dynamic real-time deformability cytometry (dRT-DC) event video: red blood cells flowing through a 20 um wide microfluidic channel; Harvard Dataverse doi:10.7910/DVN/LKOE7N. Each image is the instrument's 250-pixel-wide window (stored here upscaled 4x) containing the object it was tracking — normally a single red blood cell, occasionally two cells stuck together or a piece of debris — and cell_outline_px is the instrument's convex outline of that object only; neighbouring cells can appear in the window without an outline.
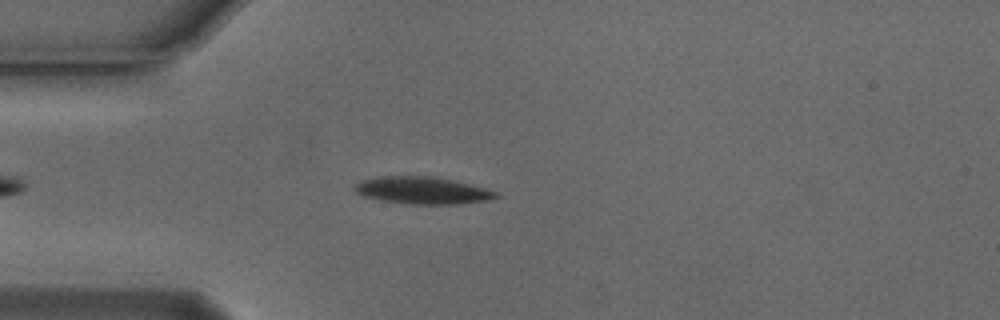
{"species": "Egyptian fruit bat (a non-hibernating species)", "species_latin": "Rousettus aegyptiacus", "temperature_condition": "cold", "stored_images_in_passage": 47, "camera_frame_rate_fps": 3000, "um_per_image_px": 0.085, "animal": {"sex": "male"}, "frame": {"image": 1, "passage_image": 7, "time_ms": 2.0, "image_size_px": [1000, 320], "cell_outline_px": [[500, 196], [488, 200], [460, 204], [408, 204], [384, 200], [364, 196], [356, 192], [352, 188], [360, 180], [376, 176], [432, 176], [452, 180], [484, 188], [496, 192]], "centroid_in_image_um": [35.87, 16.18], "position_along_channel_um": 49.1, "area_um2": 22.25}}
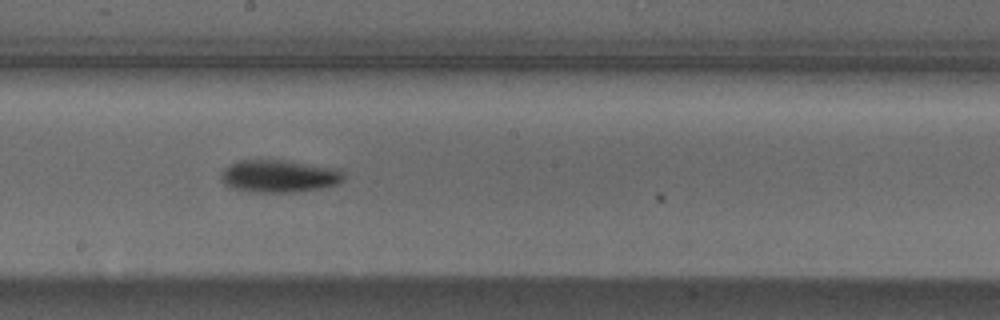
{"frame": {"image": 2, "passage_image": 22, "time_ms": 7.0, "image_size_px": [1000, 320], "cell_outline_px": [[344, 180], [336, 184], [320, 188], [292, 192], [248, 192], [232, 188], [224, 184], [220, 176], [224, 168], [228, 164], [236, 160], [292, 160], [336, 168], [344, 176]], "centroid_in_image_um": [23.67, 14.95], "position_along_channel_um": 224.5, "area_um2": 23.47}}
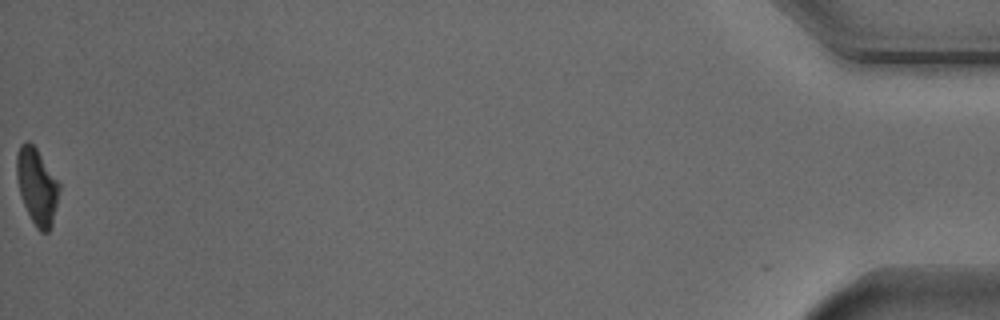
{"frame": {"image": 3, "passage_image": 47, "time_ms": 15.333, "image_size_px": [1000, 320], "cell_outline_px": [[60, 188], [52, 224], [48, 232], [40, 232], [36, 228], [20, 196], [16, 176], [16, 152], [20, 144], [24, 140], [28, 140], [36, 148], [60, 184]], "centroid_in_image_um": [3.11, 15.81], "position_along_channel_um": 432.1, "area_um2": 18.9}, "authors_computed_cell_mechanics": {"area_um2": 21.097, "velocity_mm_per_s": 3.7584, "shape_relaxation_time_tau1_ms": 1.9424, "shape_relaxation_time_tau2_ms": null, "deformation_change_tau1": 0.1275, "deformation_change_tau2": null}}